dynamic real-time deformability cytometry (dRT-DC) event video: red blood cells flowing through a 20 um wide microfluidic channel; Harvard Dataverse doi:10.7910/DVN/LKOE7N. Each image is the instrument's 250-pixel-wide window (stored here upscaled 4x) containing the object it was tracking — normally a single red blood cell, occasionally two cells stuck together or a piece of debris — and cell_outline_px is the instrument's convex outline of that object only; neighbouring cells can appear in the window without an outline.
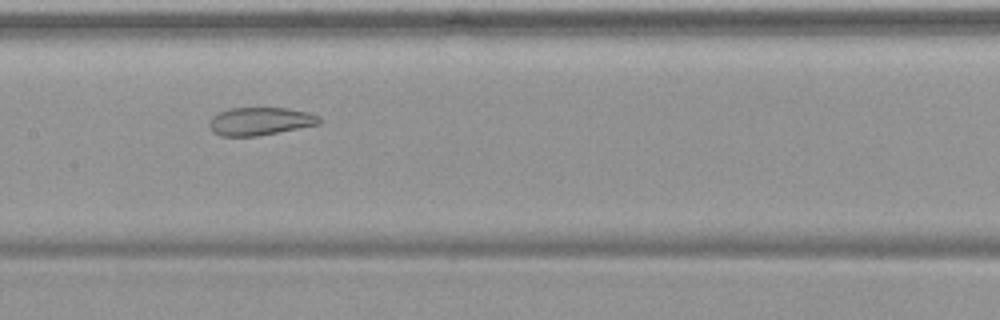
{"species": "common noctule bat (a hibernating species)", "species_latin": "Nyctalus noctula", "temperature_condition": "warm", "stored_images_in_passage": 55, "camera_frame_rate_fps": 3000, "um_per_image_px": 0.085, "animal": {"sex": "female", "body_mass_g": 19.9}, "frame": {"image": 1, "passage_image": 28, "time_ms": 9.0, "image_size_px": [1000, 320], "cell_outline_px": [[320, 124], [256, 136], [220, 136], [212, 132], [208, 124], [212, 116], [228, 108], [288, 108], [308, 112], [320, 116]], "centroid_in_image_um": [22.09, 10.3], "position_along_channel_um": 185.3, "area_um2": 17.92}}
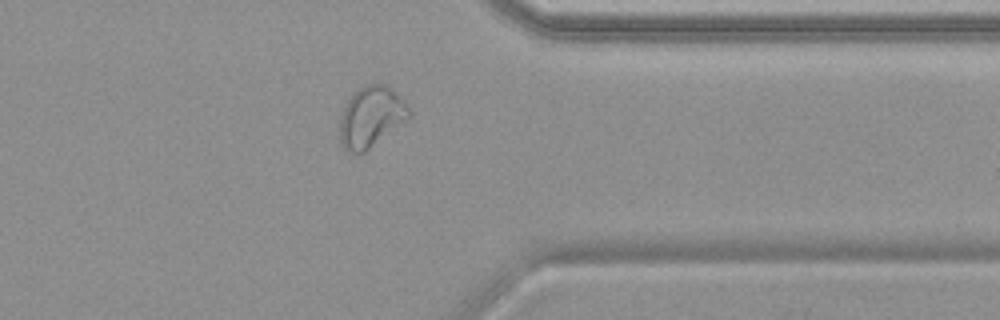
{"frame": {"image": 2, "passage_image": 44, "time_ms": 14.333, "image_size_px": [1000, 320], "cell_outline_px": [[412, 116], [364, 152], [352, 152], [344, 148], [340, 144], [340, 116], [344, 104], [352, 92], [364, 84], [384, 84], [392, 88], [412, 112]], "centroid_in_image_um": [31.52, 9.9], "position_along_channel_um": 379.9, "area_um2": 24.51}}
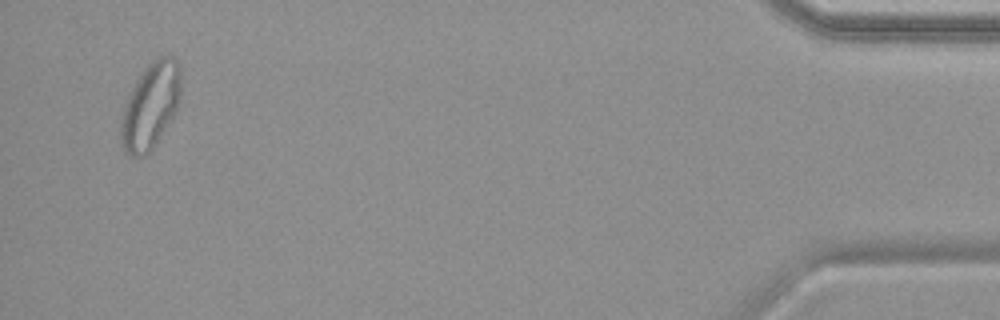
{"frame": {"image": 3, "passage_image": 53, "time_ms": 17.333, "image_size_px": [1000, 320], "cell_outline_px": [[180, 100], [176, 112], [156, 144], [144, 156], [132, 156], [124, 152], [120, 140], [120, 120], [128, 92], [144, 68], [148, 64], [160, 56], [172, 56], [180, 64]], "centroid_in_image_um": [12.78, 9.0], "position_along_channel_um": 422.4, "area_um2": 30.4}, "authors_computed_cell_mechanics": {"area_um2": 26.9926, "velocity_mm_per_s": 3.7532, "shape_relaxation_time_tau1_ms": null, "shape_relaxation_time_tau2_ms": 1.4211, "deformation_change_tau1": null, "deformation_change_tau2": 0.0701}}